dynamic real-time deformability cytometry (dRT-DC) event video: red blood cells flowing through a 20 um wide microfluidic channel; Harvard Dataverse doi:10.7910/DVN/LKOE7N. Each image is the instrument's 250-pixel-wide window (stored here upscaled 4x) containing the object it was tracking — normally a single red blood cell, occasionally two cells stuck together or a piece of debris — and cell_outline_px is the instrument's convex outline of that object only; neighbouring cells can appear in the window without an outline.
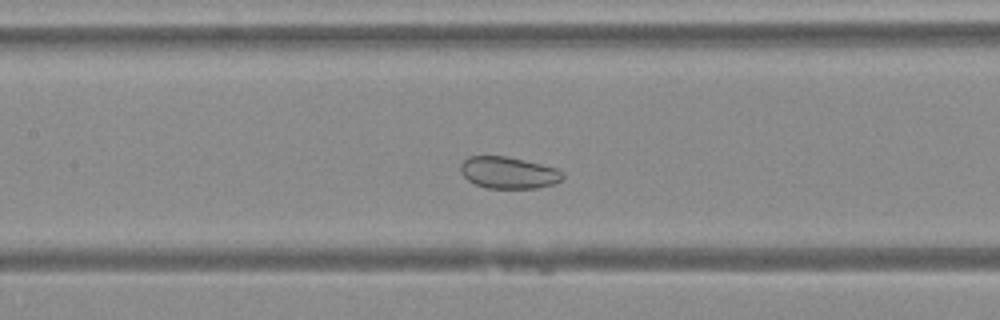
{"species": "Egyptian fruit bat (a non-hibernating species)", "species_latin": "Rousettus aegyptiacus", "temperature_condition": "warm", "stored_images_in_passage": 44, "camera_frame_rate_fps": 3000, "um_per_image_px": 0.085, "animal": {"sex": "female"}, "frame": {"image": 1, "passage_image": 18, "time_ms": 5.667, "image_size_px": [1000, 320], "cell_outline_px": [[564, 180], [552, 184], [536, 188], [488, 188], [476, 184], [468, 180], [460, 172], [460, 164], [468, 156], [504, 156], [524, 160], [556, 168], [564, 172]], "centroid_in_image_um": [43.23, 14.68], "position_along_channel_um": 164.2, "area_um2": 18.9}}
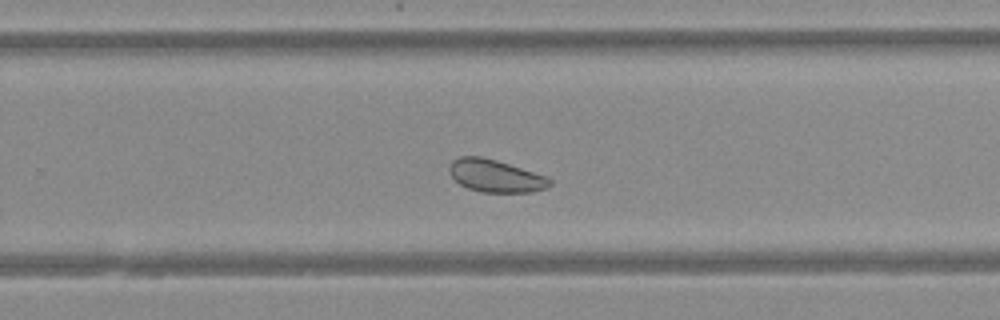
{"frame": {"image": 2, "passage_image": 27, "time_ms": 8.667, "image_size_px": [1000, 320], "cell_outline_px": [[552, 184], [548, 188], [532, 192], [480, 192], [468, 188], [460, 184], [448, 172], [448, 168], [452, 160], [460, 156], [480, 156], [496, 160], [548, 176], [552, 180]], "centroid_in_image_um": [42.14, 14.95], "position_along_channel_um": 287.7, "area_um2": 19.19}}
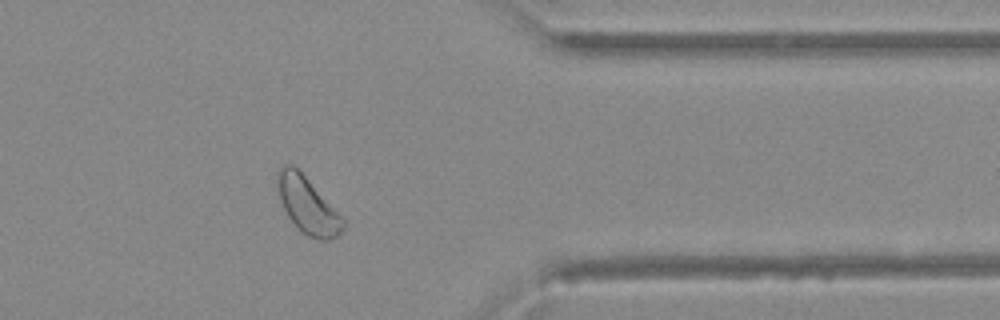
{"frame": {"image": 3, "passage_image": 35, "time_ms": 11.333, "image_size_px": [1000, 320], "cell_outline_px": [[344, 228], [336, 236], [328, 240], [320, 240], [308, 236], [288, 216], [280, 200], [276, 180], [276, 172], [284, 164], [292, 164], [304, 176], [344, 220]], "centroid_in_image_um": [26.1, 17.43], "position_along_channel_um": 385.3, "area_um2": 20.69}}